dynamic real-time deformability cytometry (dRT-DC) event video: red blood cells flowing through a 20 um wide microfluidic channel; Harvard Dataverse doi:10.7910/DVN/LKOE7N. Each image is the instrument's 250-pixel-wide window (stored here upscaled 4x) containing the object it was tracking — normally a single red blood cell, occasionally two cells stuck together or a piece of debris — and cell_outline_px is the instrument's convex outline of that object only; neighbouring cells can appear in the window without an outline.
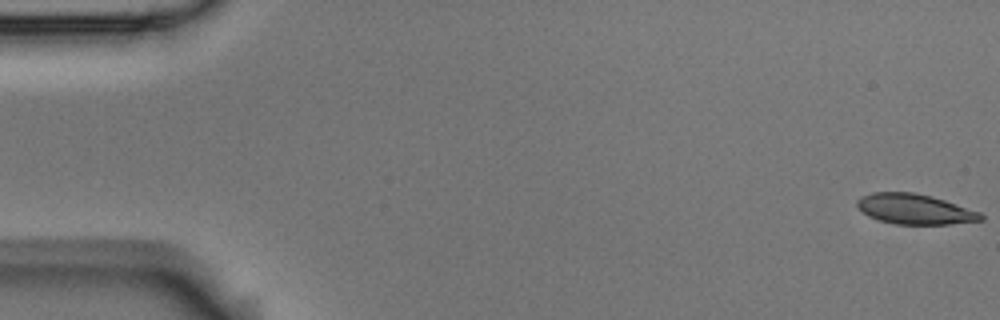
{"species": "Egyptian fruit bat (a non-hibernating species)", "species_latin": "Rousettus aegyptiacus", "temperature_condition": "room temperature", "stored_images_in_passage": 6, "segment_of_instrument_passage": [1, 2], "camera_frame_rate_fps": 3000, "um_per_image_px": 0.085, "animal": {"sex": "male"}, "frame": {"image": 1, "passage_image": 1, "time_ms": 0.0, "image_size_px": [1000, 320], "cell_outline_px": [[984, 220], [948, 224], [896, 224], [880, 220], [868, 216], [856, 204], [856, 200], [860, 196], [872, 192], [916, 192], [932, 196], [980, 212], [984, 216]], "centroid_in_image_um": [77.75, 17.76], "position_along_channel_um": 7.3, "area_um2": 21.73}}